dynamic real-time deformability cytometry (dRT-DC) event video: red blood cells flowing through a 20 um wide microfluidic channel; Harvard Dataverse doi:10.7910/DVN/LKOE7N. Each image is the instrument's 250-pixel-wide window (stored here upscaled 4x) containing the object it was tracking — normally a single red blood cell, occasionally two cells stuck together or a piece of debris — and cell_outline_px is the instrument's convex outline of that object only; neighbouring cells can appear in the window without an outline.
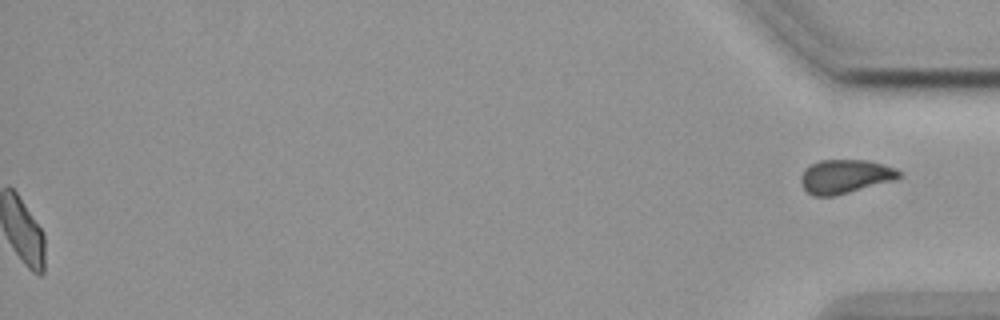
{"species": "common noctule bat (a hibernating species)", "species_latin": "Nyctalus noctula", "temperature_condition": "cold", "stored_images_in_passage": 41, "segment_of_instrument_passage": [2, 2], "camera_frame_rate_fps": 3000, "um_per_image_px": 0.085, "animal": {"sex": "female", "body_mass_g": 19.9}, "frame": {"image": 1, "passage_image": 41, "time_ms": 13.333, "image_size_px": [1000, 320], "cell_outline_px": [[900, 176], [892, 180], [836, 196], [812, 196], [804, 188], [800, 180], [800, 176], [804, 168], [820, 160], [868, 160], [884, 164], [896, 168], [900, 172]], "centroid_in_image_um": [71.8, 14.99], "position_along_channel_um": 363.4, "area_um2": 19.31}}